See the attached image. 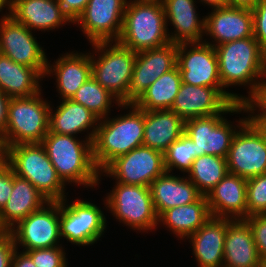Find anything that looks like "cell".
Returning <instances> with one entry per match:
<instances>
[{
    "instance_id": "1",
    "label": "cell",
    "mask_w": 266,
    "mask_h": 267,
    "mask_svg": "<svg viewBox=\"0 0 266 267\" xmlns=\"http://www.w3.org/2000/svg\"><path fill=\"white\" fill-rule=\"evenodd\" d=\"M215 50L222 87L249 84L250 96H244V103L249 102L264 81L261 79L264 77L265 51L254 36L215 46Z\"/></svg>"
},
{
    "instance_id": "2",
    "label": "cell",
    "mask_w": 266,
    "mask_h": 267,
    "mask_svg": "<svg viewBox=\"0 0 266 267\" xmlns=\"http://www.w3.org/2000/svg\"><path fill=\"white\" fill-rule=\"evenodd\" d=\"M75 138L49 131L41 144L64 184L71 182L86 187L97 186L101 174L93 160L92 141Z\"/></svg>"
},
{
    "instance_id": "3",
    "label": "cell",
    "mask_w": 266,
    "mask_h": 267,
    "mask_svg": "<svg viewBox=\"0 0 266 267\" xmlns=\"http://www.w3.org/2000/svg\"><path fill=\"white\" fill-rule=\"evenodd\" d=\"M167 26L161 0L127 1L117 41L136 53L160 48L170 43Z\"/></svg>"
},
{
    "instance_id": "4",
    "label": "cell",
    "mask_w": 266,
    "mask_h": 267,
    "mask_svg": "<svg viewBox=\"0 0 266 267\" xmlns=\"http://www.w3.org/2000/svg\"><path fill=\"white\" fill-rule=\"evenodd\" d=\"M127 106L132 109L128 114L99 120L92 142L93 160L99 171L115 158L143 145L144 110L133 103Z\"/></svg>"
},
{
    "instance_id": "5",
    "label": "cell",
    "mask_w": 266,
    "mask_h": 267,
    "mask_svg": "<svg viewBox=\"0 0 266 267\" xmlns=\"http://www.w3.org/2000/svg\"><path fill=\"white\" fill-rule=\"evenodd\" d=\"M5 161L15 174L30 181L50 202L65 198V184L57 175L41 143L8 146Z\"/></svg>"
},
{
    "instance_id": "6",
    "label": "cell",
    "mask_w": 266,
    "mask_h": 267,
    "mask_svg": "<svg viewBox=\"0 0 266 267\" xmlns=\"http://www.w3.org/2000/svg\"><path fill=\"white\" fill-rule=\"evenodd\" d=\"M39 95L41 92L29 97L10 98L6 128L1 137L5 149L22 143H41L49 132L51 105Z\"/></svg>"
},
{
    "instance_id": "7",
    "label": "cell",
    "mask_w": 266,
    "mask_h": 267,
    "mask_svg": "<svg viewBox=\"0 0 266 267\" xmlns=\"http://www.w3.org/2000/svg\"><path fill=\"white\" fill-rule=\"evenodd\" d=\"M95 52H101L98 60L90 55L91 76L110 91L122 104H127V93L133 74L136 52L121 45L118 41L92 43ZM97 50V51H96Z\"/></svg>"
},
{
    "instance_id": "8",
    "label": "cell",
    "mask_w": 266,
    "mask_h": 267,
    "mask_svg": "<svg viewBox=\"0 0 266 267\" xmlns=\"http://www.w3.org/2000/svg\"><path fill=\"white\" fill-rule=\"evenodd\" d=\"M187 46L192 48L188 49ZM176 66L183 83L216 88L230 103L244 104L243 96L239 97L236 93L223 89L214 46L204 41L178 44Z\"/></svg>"
},
{
    "instance_id": "9",
    "label": "cell",
    "mask_w": 266,
    "mask_h": 267,
    "mask_svg": "<svg viewBox=\"0 0 266 267\" xmlns=\"http://www.w3.org/2000/svg\"><path fill=\"white\" fill-rule=\"evenodd\" d=\"M116 184L112 193L105 197L106 206L116 219L133 230L155 229L159 222L149 187Z\"/></svg>"
},
{
    "instance_id": "10",
    "label": "cell",
    "mask_w": 266,
    "mask_h": 267,
    "mask_svg": "<svg viewBox=\"0 0 266 267\" xmlns=\"http://www.w3.org/2000/svg\"><path fill=\"white\" fill-rule=\"evenodd\" d=\"M237 125L226 162L228 172L245 179L266 174V141L245 117ZM240 125V126H239Z\"/></svg>"
},
{
    "instance_id": "11",
    "label": "cell",
    "mask_w": 266,
    "mask_h": 267,
    "mask_svg": "<svg viewBox=\"0 0 266 267\" xmlns=\"http://www.w3.org/2000/svg\"><path fill=\"white\" fill-rule=\"evenodd\" d=\"M60 201V237L76 245H91L105 232L106 219L100 207L78 200L65 204Z\"/></svg>"
},
{
    "instance_id": "12",
    "label": "cell",
    "mask_w": 266,
    "mask_h": 267,
    "mask_svg": "<svg viewBox=\"0 0 266 267\" xmlns=\"http://www.w3.org/2000/svg\"><path fill=\"white\" fill-rule=\"evenodd\" d=\"M100 172L118 183L149 187L165 172L163 153L142 145L115 158Z\"/></svg>"
},
{
    "instance_id": "13",
    "label": "cell",
    "mask_w": 266,
    "mask_h": 267,
    "mask_svg": "<svg viewBox=\"0 0 266 267\" xmlns=\"http://www.w3.org/2000/svg\"><path fill=\"white\" fill-rule=\"evenodd\" d=\"M0 22V53L18 64L36 69L45 77L48 59L32 30L17 22L11 12L2 16Z\"/></svg>"
},
{
    "instance_id": "14",
    "label": "cell",
    "mask_w": 266,
    "mask_h": 267,
    "mask_svg": "<svg viewBox=\"0 0 266 267\" xmlns=\"http://www.w3.org/2000/svg\"><path fill=\"white\" fill-rule=\"evenodd\" d=\"M46 206L29 214L9 231L16 248L18 243L26 250L59 246L60 201L48 202Z\"/></svg>"
},
{
    "instance_id": "15",
    "label": "cell",
    "mask_w": 266,
    "mask_h": 267,
    "mask_svg": "<svg viewBox=\"0 0 266 267\" xmlns=\"http://www.w3.org/2000/svg\"><path fill=\"white\" fill-rule=\"evenodd\" d=\"M184 121L214 114L246 111L243 103H230L216 88L181 83L171 109Z\"/></svg>"
},
{
    "instance_id": "16",
    "label": "cell",
    "mask_w": 266,
    "mask_h": 267,
    "mask_svg": "<svg viewBox=\"0 0 266 267\" xmlns=\"http://www.w3.org/2000/svg\"><path fill=\"white\" fill-rule=\"evenodd\" d=\"M127 0H89L84 12L75 21L90 43L119 39Z\"/></svg>"
},
{
    "instance_id": "17",
    "label": "cell",
    "mask_w": 266,
    "mask_h": 267,
    "mask_svg": "<svg viewBox=\"0 0 266 267\" xmlns=\"http://www.w3.org/2000/svg\"><path fill=\"white\" fill-rule=\"evenodd\" d=\"M214 114L185 121L184 133L195 143L196 158L202 155L227 157L236 128L221 116Z\"/></svg>"
},
{
    "instance_id": "18",
    "label": "cell",
    "mask_w": 266,
    "mask_h": 267,
    "mask_svg": "<svg viewBox=\"0 0 266 267\" xmlns=\"http://www.w3.org/2000/svg\"><path fill=\"white\" fill-rule=\"evenodd\" d=\"M177 48L178 44L170 42L136 53L127 104L134 103L155 80L176 67Z\"/></svg>"
},
{
    "instance_id": "19",
    "label": "cell",
    "mask_w": 266,
    "mask_h": 267,
    "mask_svg": "<svg viewBox=\"0 0 266 267\" xmlns=\"http://www.w3.org/2000/svg\"><path fill=\"white\" fill-rule=\"evenodd\" d=\"M205 34L210 35L216 43L204 42L214 47L252 37V10L231 6L213 8V12L205 17Z\"/></svg>"
},
{
    "instance_id": "20",
    "label": "cell",
    "mask_w": 266,
    "mask_h": 267,
    "mask_svg": "<svg viewBox=\"0 0 266 267\" xmlns=\"http://www.w3.org/2000/svg\"><path fill=\"white\" fill-rule=\"evenodd\" d=\"M246 196L247 179L228 173L206 198L213 217L236 220L247 218Z\"/></svg>"
},
{
    "instance_id": "21",
    "label": "cell",
    "mask_w": 266,
    "mask_h": 267,
    "mask_svg": "<svg viewBox=\"0 0 266 267\" xmlns=\"http://www.w3.org/2000/svg\"><path fill=\"white\" fill-rule=\"evenodd\" d=\"M48 202L50 201L30 181L14 174L12 193L0 211V232H9L16 224L43 208Z\"/></svg>"
},
{
    "instance_id": "22",
    "label": "cell",
    "mask_w": 266,
    "mask_h": 267,
    "mask_svg": "<svg viewBox=\"0 0 266 267\" xmlns=\"http://www.w3.org/2000/svg\"><path fill=\"white\" fill-rule=\"evenodd\" d=\"M233 220L211 216L204 225L188 237L199 267H223L226 230Z\"/></svg>"
},
{
    "instance_id": "23",
    "label": "cell",
    "mask_w": 266,
    "mask_h": 267,
    "mask_svg": "<svg viewBox=\"0 0 266 267\" xmlns=\"http://www.w3.org/2000/svg\"><path fill=\"white\" fill-rule=\"evenodd\" d=\"M11 16L30 30H51L72 22L58 0H11Z\"/></svg>"
},
{
    "instance_id": "24",
    "label": "cell",
    "mask_w": 266,
    "mask_h": 267,
    "mask_svg": "<svg viewBox=\"0 0 266 267\" xmlns=\"http://www.w3.org/2000/svg\"><path fill=\"white\" fill-rule=\"evenodd\" d=\"M153 205L158 217L166 210L194 203L202 195L188 178L164 172L149 185Z\"/></svg>"
},
{
    "instance_id": "25",
    "label": "cell",
    "mask_w": 266,
    "mask_h": 267,
    "mask_svg": "<svg viewBox=\"0 0 266 267\" xmlns=\"http://www.w3.org/2000/svg\"><path fill=\"white\" fill-rule=\"evenodd\" d=\"M250 226L244 219L233 220L224 241L223 267H263Z\"/></svg>"
},
{
    "instance_id": "26",
    "label": "cell",
    "mask_w": 266,
    "mask_h": 267,
    "mask_svg": "<svg viewBox=\"0 0 266 267\" xmlns=\"http://www.w3.org/2000/svg\"><path fill=\"white\" fill-rule=\"evenodd\" d=\"M166 22L170 20L175 33L168 34L170 42H202L205 33V18L200 20L196 13L195 0H161Z\"/></svg>"
},
{
    "instance_id": "27",
    "label": "cell",
    "mask_w": 266,
    "mask_h": 267,
    "mask_svg": "<svg viewBox=\"0 0 266 267\" xmlns=\"http://www.w3.org/2000/svg\"><path fill=\"white\" fill-rule=\"evenodd\" d=\"M184 129L185 121L170 109L144 111L143 145L164 153Z\"/></svg>"
},
{
    "instance_id": "28",
    "label": "cell",
    "mask_w": 266,
    "mask_h": 267,
    "mask_svg": "<svg viewBox=\"0 0 266 267\" xmlns=\"http://www.w3.org/2000/svg\"><path fill=\"white\" fill-rule=\"evenodd\" d=\"M62 56L52 67L50 63H47L46 74L55 73L56 87L63 100L71 99L81 85L91 77L92 63L89 54L72 52Z\"/></svg>"
},
{
    "instance_id": "29",
    "label": "cell",
    "mask_w": 266,
    "mask_h": 267,
    "mask_svg": "<svg viewBox=\"0 0 266 267\" xmlns=\"http://www.w3.org/2000/svg\"><path fill=\"white\" fill-rule=\"evenodd\" d=\"M98 123L99 119L90 110L71 99H63L55 113L52 108L49 110V131L53 133L75 136L93 127L86 137L93 142Z\"/></svg>"
},
{
    "instance_id": "30",
    "label": "cell",
    "mask_w": 266,
    "mask_h": 267,
    "mask_svg": "<svg viewBox=\"0 0 266 267\" xmlns=\"http://www.w3.org/2000/svg\"><path fill=\"white\" fill-rule=\"evenodd\" d=\"M41 78L36 69L18 64L0 53V91L6 96L29 97L40 93Z\"/></svg>"
},
{
    "instance_id": "31",
    "label": "cell",
    "mask_w": 266,
    "mask_h": 267,
    "mask_svg": "<svg viewBox=\"0 0 266 267\" xmlns=\"http://www.w3.org/2000/svg\"><path fill=\"white\" fill-rule=\"evenodd\" d=\"M211 213L206 196H201L194 203L170 208L164 211L159 217L158 222L166 225L179 238L187 239L195 233L210 218Z\"/></svg>"
},
{
    "instance_id": "32",
    "label": "cell",
    "mask_w": 266,
    "mask_h": 267,
    "mask_svg": "<svg viewBox=\"0 0 266 267\" xmlns=\"http://www.w3.org/2000/svg\"><path fill=\"white\" fill-rule=\"evenodd\" d=\"M181 83L176 66L155 80L133 104L144 111L171 109Z\"/></svg>"
},
{
    "instance_id": "33",
    "label": "cell",
    "mask_w": 266,
    "mask_h": 267,
    "mask_svg": "<svg viewBox=\"0 0 266 267\" xmlns=\"http://www.w3.org/2000/svg\"><path fill=\"white\" fill-rule=\"evenodd\" d=\"M228 173L226 158L202 155L194 159L188 178L206 196Z\"/></svg>"
},
{
    "instance_id": "34",
    "label": "cell",
    "mask_w": 266,
    "mask_h": 267,
    "mask_svg": "<svg viewBox=\"0 0 266 267\" xmlns=\"http://www.w3.org/2000/svg\"><path fill=\"white\" fill-rule=\"evenodd\" d=\"M71 100L86 107L99 120L106 118L114 100L118 106L128 108L127 104H122L117 97L102 87L92 76L81 85Z\"/></svg>"
},
{
    "instance_id": "35",
    "label": "cell",
    "mask_w": 266,
    "mask_h": 267,
    "mask_svg": "<svg viewBox=\"0 0 266 267\" xmlns=\"http://www.w3.org/2000/svg\"><path fill=\"white\" fill-rule=\"evenodd\" d=\"M163 157L166 172L171 173L173 168H177L181 172L188 173L196 158L195 143L187 134L183 133L163 153Z\"/></svg>"
},
{
    "instance_id": "36",
    "label": "cell",
    "mask_w": 266,
    "mask_h": 267,
    "mask_svg": "<svg viewBox=\"0 0 266 267\" xmlns=\"http://www.w3.org/2000/svg\"><path fill=\"white\" fill-rule=\"evenodd\" d=\"M247 217L266 214V174L247 179Z\"/></svg>"
},
{
    "instance_id": "37",
    "label": "cell",
    "mask_w": 266,
    "mask_h": 267,
    "mask_svg": "<svg viewBox=\"0 0 266 267\" xmlns=\"http://www.w3.org/2000/svg\"><path fill=\"white\" fill-rule=\"evenodd\" d=\"M36 267H67V261L62 246L25 250Z\"/></svg>"
},
{
    "instance_id": "38",
    "label": "cell",
    "mask_w": 266,
    "mask_h": 267,
    "mask_svg": "<svg viewBox=\"0 0 266 267\" xmlns=\"http://www.w3.org/2000/svg\"><path fill=\"white\" fill-rule=\"evenodd\" d=\"M250 226L257 252L266 265V214H254L244 219Z\"/></svg>"
},
{
    "instance_id": "39",
    "label": "cell",
    "mask_w": 266,
    "mask_h": 267,
    "mask_svg": "<svg viewBox=\"0 0 266 267\" xmlns=\"http://www.w3.org/2000/svg\"><path fill=\"white\" fill-rule=\"evenodd\" d=\"M253 36L266 51V0H261L252 9Z\"/></svg>"
},
{
    "instance_id": "40",
    "label": "cell",
    "mask_w": 266,
    "mask_h": 267,
    "mask_svg": "<svg viewBox=\"0 0 266 267\" xmlns=\"http://www.w3.org/2000/svg\"><path fill=\"white\" fill-rule=\"evenodd\" d=\"M14 174V170L6 161L0 165V211L6 205L12 193Z\"/></svg>"
},
{
    "instance_id": "41",
    "label": "cell",
    "mask_w": 266,
    "mask_h": 267,
    "mask_svg": "<svg viewBox=\"0 0 266 267\" xmlns=\"http://www.w3.org/2000/svg\"><path fill=\"white\" fill-rule=\"evenodd\" d=\"M16 246L9 232H0V267H11Z\"/></svg>"
},
{
    "instance_id": "42",
    "label": "cell",
    "mask_w": 266,
    "mask_h": 267,
    "mask_svg": "<svg viewBox=\"0 0 266 267\" xmlns=\"http://www.w3.org/2000/svg\"><path fill=\"white\" fill-rule=\"evenodd\" d=\"M89 0H58L62 11L75 23L78 17L84 12Z\"/></svg>"
},
{
    "instance_id": "43",
    "label": "cell",
    "mask_w": 266,
    "mask_h": 267,
    "mask_svg": "<svg viewBox=\"0 0 266 267\" xmlns=\"http://www.w3.org/2000/svg\"><path fill=\"white\" fill-rule=\"evenodd\" d=\"M246 112L255 111L256 108H259L260 114L251 115V116H266V80L261 84L258 93L249 101L244 103Z\"/></svg>"
},
{
    "instance_id": "44",
    "label": "cell",
    "mask_w": 266,
    "mask_h": 267,
    "mask_svg": "<svg viewBox=\"0 0 266 267\" xmlns=\"http://www.w3.org/2000/svg\"><path fill=\"white\" fill-rule=\"evenodd\" d=\"M10 97L0 91V137L4 135L7 123V111Z\"/></svg>"
},
{
    "instance_id": "45",
    "label": "cell",
    "mask_w": 266,
    "mask_h": 267,
    "mask_svg": "<svg viewBox=\"0 0 266 267\" xmlns=\"http://www.w3.org/2000/svg\"><path fill=\"white\" fill-rule=\"evenodd\" d=\"M17 249L14 251L12 260H11V267H36L31 257L26 253H18Z\"/></svg>"
},
{
    "instance_id": "46",
    "label": "cell",
    "mask_w": 266,
    "mask_h": 267,
    "mask_svg": "<svg viewBox=\"0 0 266 267\" xmlns=\"http://www.w3.org/2000/svg\"><path fill=\"white\" fill-rule=\"evenodd\" d=\"M248 120L258 129L266 141V116H248Z\"/></svg>"
},
{
    "instance_id": "47",
    "label": "cell",
    "mask_w": 266,
    "mask_h": 267,
    "mask_svg": "<svg viewBox=\"0 0 266 267\" xmlns=\"http://www.w3.org/2000/svg\"><path fill=\"white\" fill-rule=\"evenodd\" d=\"M261 0H228V6L252 9Z\"/></svg>"
},
{
    "instance_id": "48",
    "label": "cell",
    "mask_w": 266,
    "mask_h": 267,
    "mask_svg": "<svg viewBox=\"0 0 266 267\" xmlns=\"http://www.w3.org/2000/svg\"><path fill=\"white\" fill-rule=\"evenodd\" d=\"M212 8L228 6V0H200Z\"/></svg>"
},
{
    "instance_id": "49",
    "label": "cell",
    "mask_w": 266,
    "mask_h": 267,
    "mask_svg": "<svg viewBox=\"0 0 266 267\" xmlns=\"http://www.w3.org/2000/svg\"><path fill=\"white\" fill-rule=\"evenodd\" d=\"M6 159V150L4 148L2 138L0 137V165L5 162Z\"/></svg>"
},
{
    "instance_id": "50",
    "label": "cell",
    "mask_w": 266,
    "mask_h": 267,
    "mask_svg": "<svg viewBox=\"0 0 266 267\" xmlns=\"http://www.w3.org/2000/svg\"><path fill=\"white\" fill-rule=\"evenodd\" d=\"M6 6L9 12H11V0H0V11Z\"/></svg>"
},
{
    "instance_id": "51",
    "label": "cell",
    "mask_w": 266,
    "mask_h": 267,
    "mask_svg": "<svg viewBox=\"0 0 266 267\" xmlns=\"http://www.w3.org/2000/svg\"><path fill=\"white\" fill-rule=\"evenodd\" d=\"M264 66H265V69H264V78H265L266 77V51L264 54Z\"/></svg>"
}]
</instances>
